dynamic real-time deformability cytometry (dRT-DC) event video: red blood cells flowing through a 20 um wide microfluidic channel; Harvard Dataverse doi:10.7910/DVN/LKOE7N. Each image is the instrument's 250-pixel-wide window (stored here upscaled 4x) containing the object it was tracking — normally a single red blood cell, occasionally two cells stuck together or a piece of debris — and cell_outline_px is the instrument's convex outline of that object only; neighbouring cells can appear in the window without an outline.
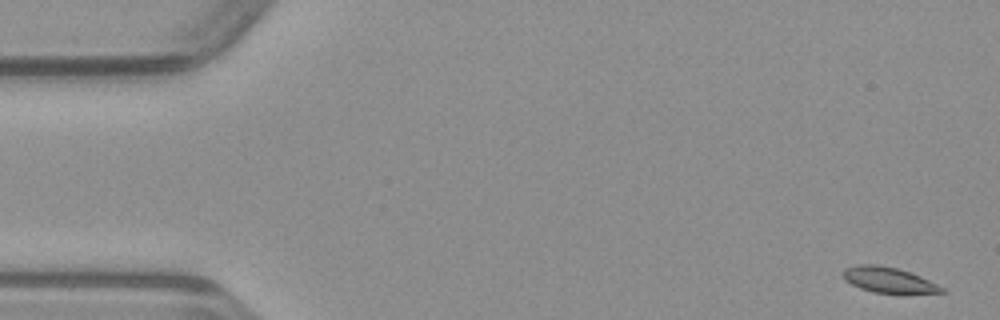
{"species": "common noctule bat (a hibernating species)", "species_latin": "Nyctalus noctula", "temperature_condition": "warm", "stored_images_in_passage": 49, "camera_frame_rate_fps": 3000, "um_per_image_px": 0.085, "animal": {"sex": "male", "body_mass_g": 23.1, "forearm_length_mm": 52.7}, "frame": {"image": 1, "passage_image": 1, "time_ms": 0.0, "image_size_px": [1000, 320], "cell_outline_px": [[948, 292], [872, 292], [860, 288], [844, 280], [840, 272], [844, 268], [860, 264], [876, 264], [896, 268], [920, 276], [944, 288]], "centroid_in_image_um": [75.43, 23.77], "position_along_channel_um": 9.6, "area_um2": 14.33}}
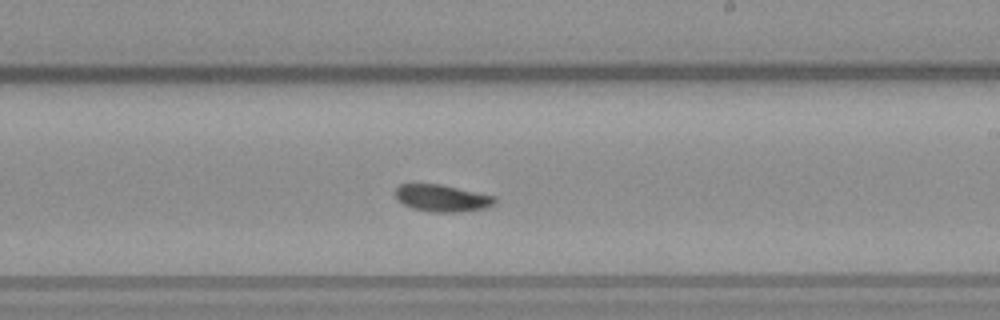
{"frame": {"image": 2, "passage_image": 28, "time_ms": 9.0, "image_size_px": [1000, 320], "cell_outline_px": [[496, 204], [484, 208], [456, 212], [432, 212], [412, 208], [396, 200], [396, 188], [400, 184], [440, 184], [496, 196]], "centroid_in_image_um": [37.58, 16.84], "position_along_channel_um": 251.4, "area_um2": 15.61}}
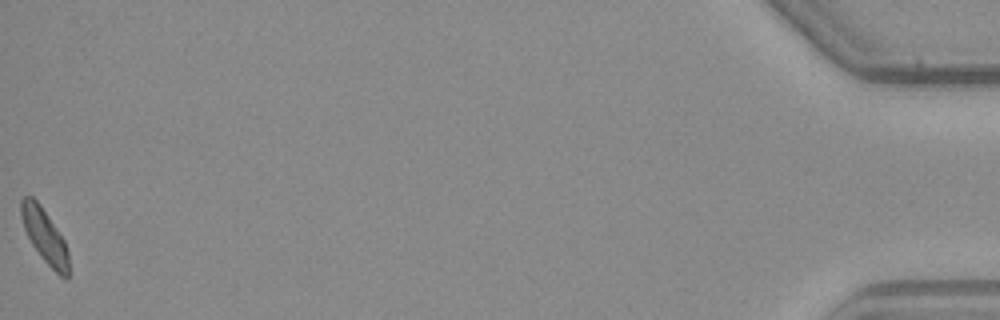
{"frame": {"image": 3, "passage_image": 49, "time_ms": 16.0, "image_size_px": [1000, 320], "cell_outline_px": [[68, 280], [64, 280], [40, 256], [32, 244], [24, 228], [20, 212], [20, 200], [24, 196], [32, 196], [40, 204], [64, 240], [68, 252]], "centroid_in_image_um": [3.79, 20.05], "position_along_channel_um": 431.4, "area_um2": 14.8}}